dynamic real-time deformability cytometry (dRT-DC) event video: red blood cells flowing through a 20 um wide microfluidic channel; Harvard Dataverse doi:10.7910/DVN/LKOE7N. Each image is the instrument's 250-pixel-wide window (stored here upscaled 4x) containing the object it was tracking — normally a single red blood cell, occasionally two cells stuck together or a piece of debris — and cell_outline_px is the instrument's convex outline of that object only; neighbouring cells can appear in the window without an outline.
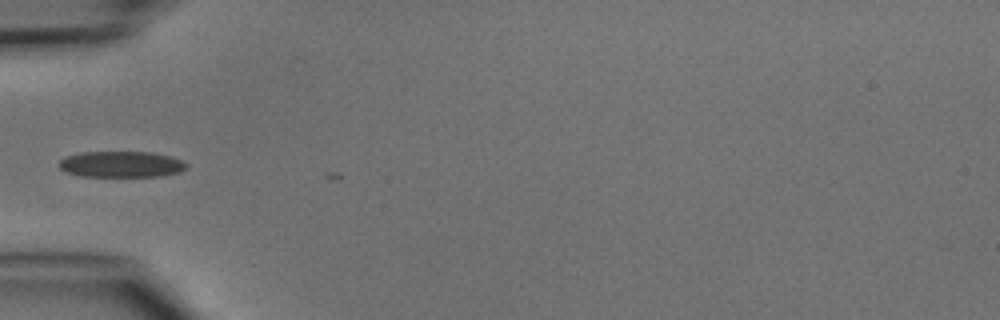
{"species": "common noctule bat (a hibernating species)", "species_latin": "Nyctalus noctula", "temperature_condition": "cold", "stored_images_in_passage": 5, "camera_frame_rate_fps": 3000, "um_per_image_px": 0.085, "animal": {"sex": "male", "body_mass_g": 15.6}, "frame": {"image": 1, "passage_image": 5, "time_ms": 4.333, "image_size_px": [1000, 320], "cell_outline_px": [[188, 164], [180, 172], [160, 176], [80, 176], [64, 172], [56, 164], [64, 156], [80, 152], [152, 152], [172, 156], [184, 160]], "centroid_in_image_um": [10.27, 13.95], "position_along_channel_um": 74.7, "area_um2": 19.65}}